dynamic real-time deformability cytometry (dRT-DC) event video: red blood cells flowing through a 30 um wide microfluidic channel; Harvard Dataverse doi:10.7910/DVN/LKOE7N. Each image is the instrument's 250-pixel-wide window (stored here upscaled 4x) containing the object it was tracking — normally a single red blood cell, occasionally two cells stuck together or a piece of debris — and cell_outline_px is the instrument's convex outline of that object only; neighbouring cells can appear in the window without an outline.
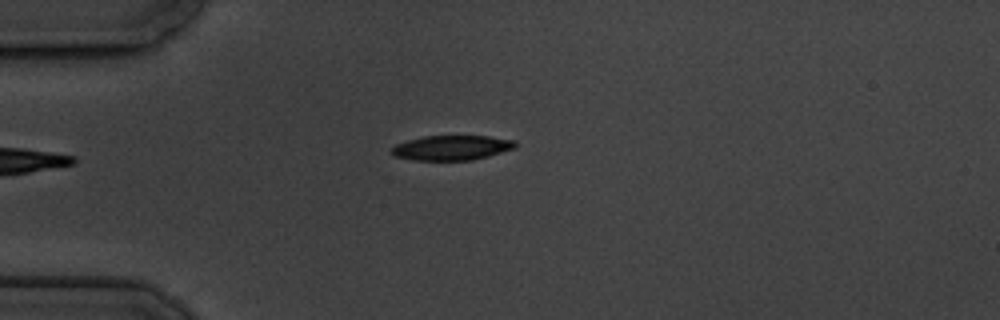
{"species": "common noctule bat (a hibernating species)", "species_latin": "Nyctalus noctula", "temperature_condition": "cold", "stored_images_in_passage": 5, "camera_frame_rate_fps": 3000, "um_per_image_px": 0.085, "animal": {"sex": "male", "body_mass_g": 19.5, "forearm_length_mm": 54.6}, "frame": {"image": 1, "passage_image": 5, "time_ms": 4.667, "image_size_px": [1000, 320], "cell_outline_px": [[516, 148], [488, 156], [472, 160], [416, 160], [392, 156], [388, 152], [396, 144], [408, 140], [424, 136], [488, 136], [516, 140]], "centroid_in_image_um": [38.38, 12.56], "position_along_channel_um": 46.6, "area_um2": 17.98}}